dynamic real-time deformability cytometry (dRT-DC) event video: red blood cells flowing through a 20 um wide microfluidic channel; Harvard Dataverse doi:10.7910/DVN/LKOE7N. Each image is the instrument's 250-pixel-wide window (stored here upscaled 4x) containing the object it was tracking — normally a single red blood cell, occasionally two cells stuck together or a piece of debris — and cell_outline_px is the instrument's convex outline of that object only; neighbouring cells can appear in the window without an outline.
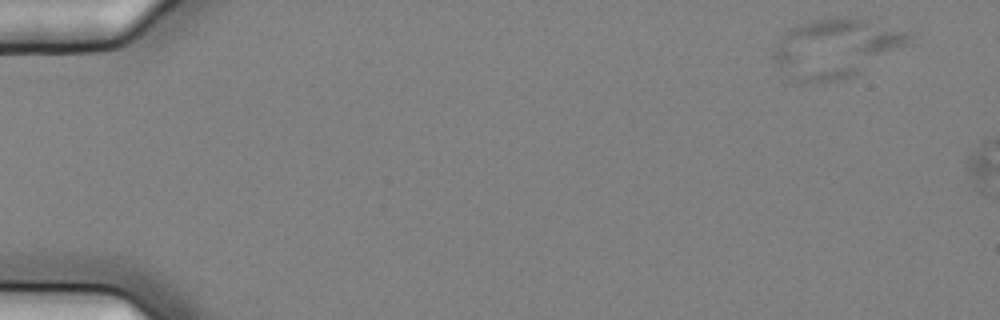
{"species": "common noctule bat (a hibernating species)", "species_latin": "Nyctalus noctula", "temperature_condition": "cold", "stored_images_in_passage": 4, "camera_frame_rate_fps": 3000, "um_per_image_px": 0.085, "animal": {"sex": "female", "body_mass_g": 25.1}, "frame": {"image": 1, "passage_image": 2, "time_ms": 0.333, "image_size_px": [1000, 320], "cell_outline_px": [[912, 40], [908, 44], [860, 72], [852, 76], [820, 84], [792, 80], [772, 56], [772, 52], [788, 28], [812, 20], [836, 16], [852, 16], [872, 20], [908, 32], [912, 36]], "centroid_in_image_um": [71.06, 4.06], "position_along_channel_um": 13.9, "area_um2": 46.41}}